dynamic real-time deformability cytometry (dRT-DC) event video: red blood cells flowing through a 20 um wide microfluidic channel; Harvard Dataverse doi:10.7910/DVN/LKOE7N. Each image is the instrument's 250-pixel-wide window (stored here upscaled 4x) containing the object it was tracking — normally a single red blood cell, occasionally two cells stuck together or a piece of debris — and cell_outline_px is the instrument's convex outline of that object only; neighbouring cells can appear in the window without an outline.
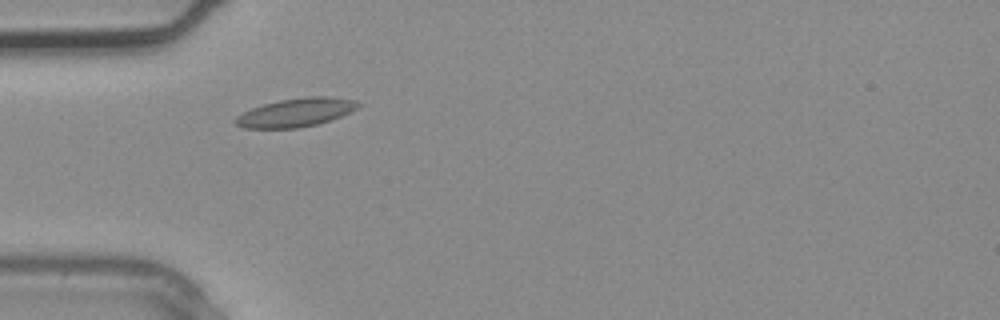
{"species": "common noctule bat (a hibernating species)", "species_latin": "Nyctalus noctula", "temperature_condition": "warm", "stored_images_in_passage": 1, "camera_frame_rate_fps": 3000, "um_per_image_px": 0.085, "animal": {"sex": "male", "body_mass_g": 20.4}, "frame": {"image": 1, "passage_image": 1, "time_ms": 0.0, "image_size_px": [1000, 320], "cell_outline_px": [[360, 104], [352, 112], [316, 124], [296, 128], [244, 128], [236, 124], [232, 120], [236, 116], [252, 108], [264, 104], [280, 100], [308, 96], [328, 96], [356, 100]], "centroid_in_image_um": [25.14, 9.55], "position_along_channel_um": 59.9, "area_um2": 20.23}}